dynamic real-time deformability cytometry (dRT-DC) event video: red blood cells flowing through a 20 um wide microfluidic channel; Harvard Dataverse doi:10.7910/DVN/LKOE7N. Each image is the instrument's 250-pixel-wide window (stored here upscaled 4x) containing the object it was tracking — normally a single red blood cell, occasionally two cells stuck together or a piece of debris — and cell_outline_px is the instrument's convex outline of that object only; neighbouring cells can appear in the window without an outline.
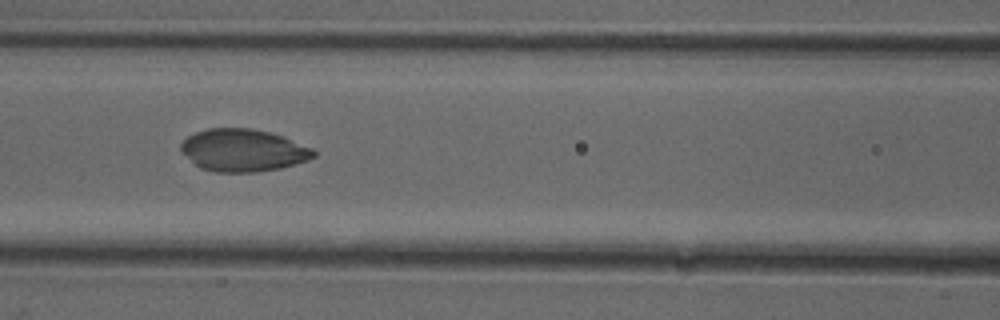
{"species": "common noctule bat (a hibernating species)", "species_latin": "Nyctalus noctula", "temperature_condition": "cold", "stored_images_in_passage": 50, "camera_frame_rate_fps": 3000, "um_per_image_px": 0.085, "animal": {"sex": "female"}, "frame": {"image": 1, "passage_image": 22, "time_ms": 7.0, "image_size_px": [1000, 320], "cell_outline_px": [[316, 156], [308, 160], [296, 164], [280, 168], [256, 172], [216, 172], [200, 168], [180, 152], [180, 144], [188, 136], [196, 132], [208, 128], [252, 128], [284, 136], [312, 148], [316, 152]], "centroid_in_image_um": [20.66, 12.77], "position_along_channel_um": 145.9, "area_um2": 32.95}}
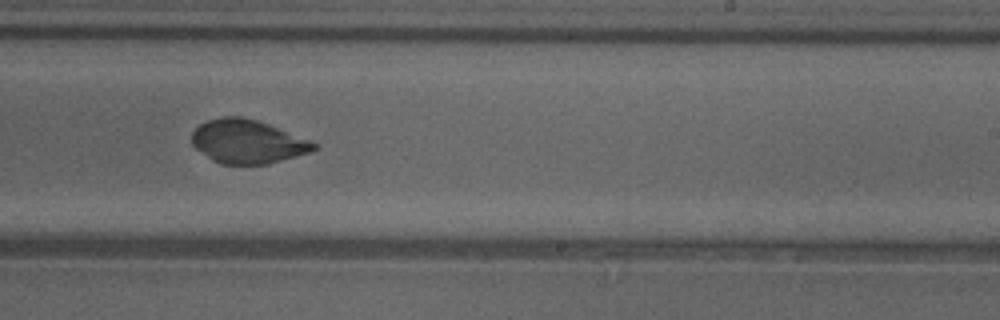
{"frame": {"image": 2, "passage_image": 31, "time_ms": 10.0, "image_size_px": [1000, 320], "cell_outline_px": [[320, 148], [308, 152], [268, 164], [220, 164], [212, 160], [196, 148], [192, 144], [192, 132], [200, 124], [208, 120], [224, 116], [240, 116], [256, 120], [268, 124], [320, 144]], "centroid_in_image_um": [21.04, 12.04], "position_along_channel_um": 268.0, "area_um2": 30.87}}
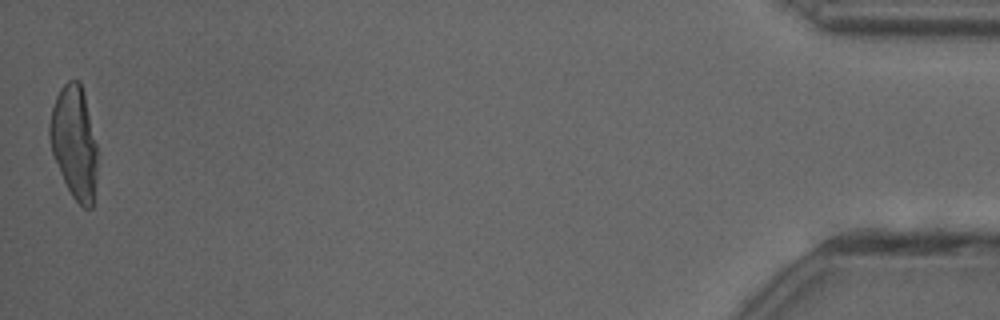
{"frame": {"image": 3, "passage_image": 50, "time_ms": 16.333, "image_size_px": [1000, 320], "cell_outline_px": [[100, 152], [92, 208], [84, 208], [72, 196], [60, 172], [52, 152], [48, 136], [48, 124], [52, 108], [56, 96], [60, 88], [68, 80], [80, 80], [84, 92]], "centroid_in_image_um": [6.35, 12.08], "position_along_channel_um": 428.9, "area_um2": 32.08}}